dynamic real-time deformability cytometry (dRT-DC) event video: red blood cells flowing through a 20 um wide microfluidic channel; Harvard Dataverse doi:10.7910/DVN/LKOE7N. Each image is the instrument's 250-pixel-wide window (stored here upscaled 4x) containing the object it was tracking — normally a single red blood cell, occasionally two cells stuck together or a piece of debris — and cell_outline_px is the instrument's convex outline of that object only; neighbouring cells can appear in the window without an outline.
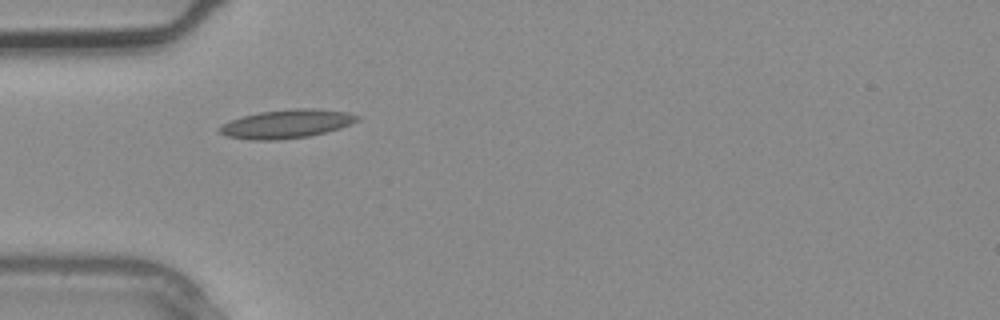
{"species": "common noctule bat (a hibernating species)", "species_latin": "Nyctalus noctula", "temperature_condition": "warm", "stored_images_in_passage": 5, "camera_frame_rate_fps": 3000, "um_per_image_px": 0.085, "animal": {"sex": "male", "body_mass_g": 20.4}, "frame": {"image": 1, "passage_image": 4, "time_ms": 1.0, "image_size_px": [1000, 320], "cell_outline_px": [[360, 120], [340, 128], [308, 136], [276, 140], [252, 140], [224, 136], [220, 132], [220, 128], [224, 124], [232, 120], [244, 116], [260, 112], [292, 108], [316, 108], [348, 112], [360, 116]], "centroid_in_image_um": [24.41, 10.52], "position_along_channel_um": 60.6, "area_um2": 22.83}}
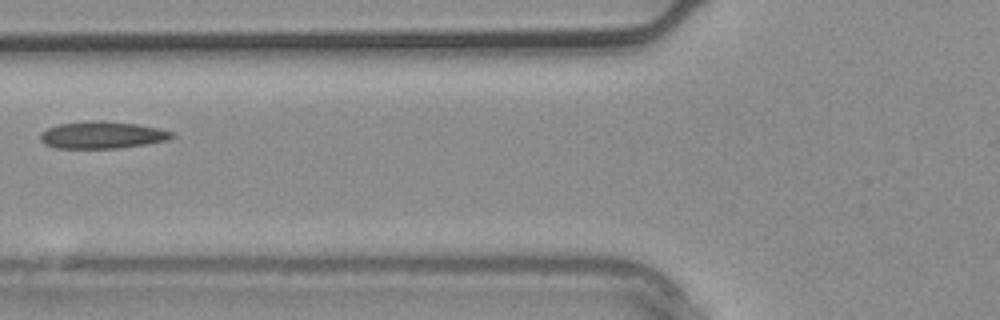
{"frame": {"image": 2, "passage_image": 5, "time_ms": 1.333, "image_size_px": [1000, 320], "cell_outline_px": [[176, 136], [168, 140], [144, 144], [116, 148], [56, 148], [44, 144], [40, 140], [40, 132], [48, 128], [60, 124], [96, 120], [136, 124], [160, 128], [172, 132]], "centroid_in_image_um": [8.68, 11.48], "position_along_channel_um": 117.1, "area_um2": 20.63}}